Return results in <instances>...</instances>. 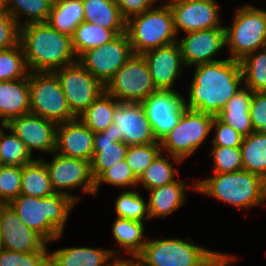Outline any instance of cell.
Instances as JSON below:
<instances>
[{
    "instance_id": "6da1fadb",
    "label": "cell",
    "mask_w": 266,
    "mask_h": 266,
    "mask_svg": "<svg viewBox=\"0 0 266 266\" xmlns=\"http://www.w3.org/2000/svg\"><path fill=\"white\" fill-rule=\"evenodd\" d=\"M186 107L216 115L244 86L241 63L231 58L194 66Z\"/></svg>"
},
{
    "instance_id": "7a4b0ae2",
    "label": "cell",
    "mask_w": 266,
    "mask_h": 266,
    "mask_svg": "<svg viewBox=\"0 0 266 266\" xmlns=\"http://www.w3.org/2000/svg\"><path fill=\"white\" fill-rule=\"evenodd\" d=\"M19 43L29 72H54L77 62L71 36L47 22L21 26Z\"/></svg>"
},
{
    "instance_id": "3957f363",
    "label": "cell",
    "mask_w": 266,
    "mask_h": 266,
    "mask_svg": "<svg viewBox=\"0 0 266 266\" xmlns=\"http://www.w3.org/2000/svg\"><path fill=\"white\" fill-rule=\"evenodd\" d=\"M76 202L60 193L45 198L20 194L8 203L20 220L48 243L61 239Z\"/></svg>"
},
{
    "instance_id": "277c9868",
    "label": "cell",
    "mask_w": 266,
    "mask_h": 266,
    "mask_svg": "<svg viewBox=\"0 0 266 266\" xmlns=\"http://www.w3.org/2000/svg\"><path fill=\"white\" fill-rule=\"evenodd\" d=\"M213 174L209 178L197 180L190 187L239 210L266 205V181L260 176L245 170Z\"/></svg>"
},
{
    "instance_id": "5b68a950",
    "label": "cell",
    "mask_w": 266,
    "mask_h": 266,
    "mask_svg": "<svg viewBox=\"0 0 266 266\" xmlns=\"http://www.w3.org/2000/svg\"><path fill=\"white\" fill-rule=\"evenodd\" d=\"M126 33L134 54L177 42L173 13L169 5L152 7L126 21Z\"/></svg>"
},
{
    "instance_id": "8992f818",
    "label": "cell",
    "mask_w": 266,
    "mask_h": 266,
    "mask_svg": "<svg viewBox=\"0 0 266 266\" xmlns=\"http://www.w3.org/2000/svg\"><path fill=\"white\" fill-rule=\"evenodd\" d=\"M233 22L224 26L229 58L241 61L246 55L266 47V10L251 4L235 10Z\"/></svg>"
},
{
    "instance_id": "52a82bcc",
    "label": "cell",
    "mask_w": 266,
    "mask_h": 266,
    "mask_svg": "<svg viewBox=\"0 0 266 266\" xmlns=\"http://www.w3.org/2000/svg\"><path fill=\"white\" fill-rule=\"evenodd\" d=\"M136 256L142 266H204L216 253L191 243L189 238H147Z\"/></svg>"
},
{
    "instance_id": "ba28073f",
    "label": "cell",
    "mask_w": 266,
    "mask_h": 266,
    "mask_svg": "<svg viewBox=\"0 0 266 266\" xmlns=\"http://www.w3.org/2000/svg\"><path fill=\"white\" fill-rule=\"evenodd\" d=\"M30 113L59 123L76 119L54 72H29Z\"/></svg>"
},
{
    "instance_id": "9c48e42d",
    "label": "cell",
    "mask_w": 266,
    "mask_h": 266,
    "mask_svg": "<svg viewBox=\"0 0 266 266\" xmlns=\"http://www.w3.org/2000/svg\"><path fill=\"white\" fill-rule=\"evenodd\" d=\"M214 117L186 108L178 124L159 141L162 152L185 161L208 139Z\"/></svg>"
},
{
    "instance_id": "30bf717a",
    "label": "cell",
    "mask_w": 266,
    "mask_h": 266,
    "mask_svg": "<svg viewBox=\"0 0 266 266\" xmlns=\"http://www.w3.org/2000/svg\"><path fill=\"white\" fill-rule=\"evenodd\" d=\"M156 90L143 55L134 53L105 85L119 102H142Z\"/></svg>"
},
{
    "instance_id": "8fae6325",
    "label": "cell",
    "mask_w": 266,
    "mask_h": 266,
    "mask_svg": "<svg viewBox=\"0 0 266 266\" xmlns=\"http://www.w3.org/2000/svg\"><path fill=\"white\" fill-rule=\"evenodd\" d=\"M53 158L46 162L40 158L46 165L50 183L55 193L64 194L72 198L76 203L81 197L68 193L71 189L81 188L85 194L95 196V180L91 172V162L68 158L53 152Z\"/></svg>"
},
{
    "instance_id": "7c38bea8",
    "label": "cell",
    "mask_w": 266,
    "mask_h": 266,
    "mask_svg": "<svg viewBox=\"0 0 266 266\" xmlns=\"http://www.w3.org/2000/svg\"><path fill=\"white\" fill-rule=\"evenodd\" d=\"M133 55L126 32L97 48L86 50L77 61L104 86Z\"/></svg>"
},
{
    "instance_id": "4fadbf2b",
    "label": "cell",
    "mask_w": 266,
    "mask_h": 266,
    "mask_svg": "<svg viewBox=\"0 0 266 266\" xmlns=\"http://www.w3.org/2000/svg\"><path fill=\"white\" fill-rule=\"evenodd\" d=\"M58 77L71 112L78 117L104 91L105 86L78 61L54 71Z\"/></svg>"
},
{
    "instance_id": "5bb4252c",
    "label": "cell",
    "mask_w": 266,
    "mask_h": 266,
    "mask_svg": "<svg viewBox=\"0 0 266 266\" xmlns=\"http://www.w3.org/2000/svg\"><path fill=\"white\" fill-rule=\"evenodd\" d=\"M185 99L175 89H157L140 102L157 141H160L178 124L187 108Z\"/></svg>"
},
{
    "instance_id": "9a60e30c",
    "label": "cell",
    "mask_w": 266,
    "mask_h": 266,
    "mask_svg": "<svg viewBox=\"0 0 266 266\" xmlns=\"http://www.w3.org/2000/svg\"><path fill=\"white\" fill-rule=\"evenodd\" d=\"M173 13L174 30L185 33L224 27L216 0H186L169 5Z\"/></svg>"
},
{
    "instance_id": "2e32d148",
    "label": "cell",
    "mask_w": 266,
    "mask_h": 266,
    "mask_svg": "<svg viewBox=\"0 0 266 266\" xmlns=\"http://www.w3.org/2000/svg\"><path fill=\"white\" fill-rule=\"evenodd\" d=\"M113 124H116L117 141L128 146L160 143L140 102H120L114 112Z\"/></svg>"
},
{
    "instance_id": "e0dca14e",
    "label": "cell",
    "mask_w": 266,
    "mask_h": 266,
    "mask_svg": "<svg viewBox=\"0 0 266 266\" xmlns=\"http://www.w3.org/2000/svg\"><path fill=\"white\" fill-rule=\"evenodd\" d=\"M2 248L20 253L49 251L40 234L27 227L8 204H0Z\"/></svg>"
},
{
    "instance_id": "ac0fdd59",
    "label": "cell",
    "mask_w": 266,
    "mask_h": 266,
    "mask_svg": "<svg viewBox=\"0 0 266 266\" xmlns=\"http://www.w3.org/2000/svg\"><path fill=\"white\" fill-rule=\"evenodd\" d=\"M177 41H179L178 44L185 67L189 68L223 60H218L214 56L225 49L224 27L185 33L182 40Z\"/></svg>"
},
{
    "instance_id": "d6986e66",
    "label": "cell",
    "mask_w": 266,
    "mask_h": 266,
    "mask_svg": "<svg viewBox=\"0 0 266 266\" xmlns=\"http://www.w3.org/2000/svg\"><path fill=\"white\" fill-rule=\"evenodd\" d=\"M57 123L28 113L11 119L6 126L32 154L35 150L52 154L56 149Z\"/></svg>"
},
{
    "instance_id": "ffe728a7",
    "label": "cell",
    "mask_w": 266,
    "mask_h": 266,
    "mask_svg": "<svg viewBox=\"0 0 266 266\" xmlns=\"http://www.w3.org/2000/svg\"><path fill=\"white\" fill-rule=\"evenodd\" d=\"M142 55L156 89L174 90V84L185 71L178 41L148 50Z\"/></svg>"
},
{
    "instance_id": "44dd1931",
    "label": "cell",
    "mask_w": 266,
    "mask_h": 266,
    "mask_svg": "<svg viewBox=\"0 0 266 266\" xmlns=\"http://www.w3.org/2000/svg\"><path fill=\"white\" fill-rule=\"evenodd\" d=\"M59 155L91 162L94 156V133L77 117L59 123L56 128V149Z\"/></svg>"
},
{
    "instance_id": "7402d4cb",
    "label": "cell",
    "mask_w": 266,
    "mask_h": 266,
    "mask_svg": "<svg viewBox=\"0 0 266 266\" xmlns=\"http://www.w3.org/2000/svg\"><path fill=\"white\" fill-rule=\"evenodd\" d=\"M128 145L117 141L116 124L104 131L94 133V156L91 172L96 180L105 170L125 159Z\"/></svg>"
},
{
    "instance_id": "603a6c76",
    "label": "cell",
    "mask_w": 266,
    "mask_h": 266,
    "mask_svg": "<svg viewBox=\"0 0 266 266\" xmlns=\"http://www.w3.org/2000/svg\"><path fill=\"white\" fill-rule=\"evenodd\" d=\"M118 249L62 247L49 252V266H110Z\"/></svg>"
},
{
    "instance_id": "cb8c5ba5",
    "label": "cell",
    "mask_w": 266,
    "mask_h": 266,
    "mask_svg": "<svg viewBox=\"0 0 266 266\" xmlns=\"http://www.w3.org/2000/svg\"><path fill=\"white\" fill-rule=\"evenodd\" d=\"M30 113L29 74L17 80L0 81V120L6 125L11 119Z\"/></svg>"
},
{
    "instance_id": "d4e9b609",
    "label": "cell",
    "mask_w": 266,
    "mask_h": 266,
    "mask_svg": "<svg viewBox=\"0 0 266 266\" xmlns=\"http://www.w3.org/2000/svg\"><path fill=\"white\" fill-rule=\"evenodd\" d=\"M184 180H176L164 186L148 190V213L150 219L165 218L186 202V185Z\"/></svg>"
},
{
    "instance_id": "484cf974",
    "label": "cell",
    "mask_w": 266,
    "mask_h": 266,
    "mask_svg": "<svg viewBox=\"0 0 266 266\" xmlns=\"http://www.w3.org/2000/svg\"><path fill=\"white\" fill-rule=\"evenodd\" d=\"M251 101L252 91L243 87L228 100L225 107L215 117L246 137L254 131L249 111Z\"/></svg>"
},
{
    "instance_id": "4316f807",
    "label": "cell",
    "mask_w": 266,
    "mask_h": 266,
    "mask_svg": "<svg viewBox=\"0 0 266 266\" xmlns=\"http://www.w3.org/2000/svg\"><path fill=\"white\" fill-rule=\"evenodd\" d=\"M82 2L84 22L111 29L117 35L126 32V20L121 16L115 0H82Z\"/></svg>"
},
{
    "instance_id": "83f0119b",
    "label": "cell",
    "mask_w": 266,
    "mask_h": 266,
    "mask_svg": "<svg viewBox=\"0 0 266 266\" xmlns=\"http://www.w3.org/2000/svg\"><path fill=\"white\" fill-rule=\"evenodd\" d=\"M84 22L82 0H56L52 3L47 23L58 32L72 36Z\"/></svg>"
},
{
    "instance_id": "f1b7e54d",
    "label": "cell",
    "mask_w": 266,
    "mask_h": 266,
    "mask_svg": "<svg viewBox=\"0 0 266 266\" xmlns=\"http://www.w3.org/2000/svg\"><path fill=\"white\" fill-rule=\"evenodd\" d=\"M144 231V222L125 218L116 217L112 225L113 239L129 257H136L142 251L147 241Z\"/></svg>"
},
{
    "instance_id": "f546056e",
    "label": "cell",
    "mask_w": 266,
    "mask_h": 266,
    "mask_svg": "<svg viewBox=\"0 0 266 266\" xmlns=\"http://www.w3.org/2000/svg\"><path fill=\"white\" fill-rule=\"evenodd\" d=\"M164 155L165 153L161 152L140 175L137 179V188L142 185L146 190H150L177 180L176 177L179 171L174 168V163L181 164L183 161L170 155L166 159ZM169 157H171L170 161L174 160L173 163L169 161Z\"/></svg>"
},
{
    "instance_id": "4dcf8cb0",
    "label": "cell",
    "mask_w": 266,
    "mask_h": 266,
    "mask_svg": "<svg viewBox=\"0 0 266 266\" xmlns=\"http://www.w3.org/2000/svg\"><path fill=\"white\" fill-rule=\"evenodd\" d=\"M120 102L105 91L78 118L93 132L106 130L113 123Z\"/></svg>"
},
{
    "instance_id": "1f68e13d",
    "label": "cell",
    "mask_w": 266,
    "mask_h": 266,
    "mask_svg": "<svg viewBox=\"0 0 266 266\" xmlns=\"http://www.w3.org/2000/svg\"><path fill=\"white\" fill-rule=\"evenodd\" d=\"M240 150L243 170L256 174L266 181V134L253 131L243 137Z\"/></svg>"
},
{
    "instance_id": "d6a6232c",
    "label": "cell",
    "mask_w": 266,
    "mask_h": 266,
    "mask_svg": "<svg viewBox=\"0 0 266 266\" xmlns=\"http://www.w3.org/2000/svg\"><path fill=\"white\" fill-rule=\"evenodd\" d=\"M54 193L47 167L40 158L22 166L20 194L45 198Z\"/></svg>"
},
{
    "instance_id": "836d02e7",
    "label": "cell",
    "mask_w": 266,
    "mask_h": 266,
    "mask_svg": "<svg viewBox=\"0 0 266 266\" xmlns=\"http://www.w3.org/2000/svg\"><path fill=\"white\" fill-rule=\"evenodd\" d=\"M5 11L17 22L18 26L47 22L52 6L51 0H3ZM20 15L24 16L22 21Z\"/></svg>"
},
{
    "instance_id": "e575fe53",
    "label": "cell",
    "mask_w": 266,
    "mask_h": 266,
    "mask_svg": "<svg viewBox=\"0 0 266 266\" xmlns=\"http://www.w3.org/2000/svg\"><path fill=\"white\" fill-rule=\"evenodd\" d=\"M117 34L95 23L82 22L71 36L72 48L78 58L86 50L97 48L111 41Z\"/></svg>"
},
{
    "instance_id": "d590c367",
    "label": "cell",
    "mask_w": 266,
    "mask_h": 266,
    "mask_svg": "<svg viewBox=\"0 0 266 266\" xmlns=\"http://www.w3.org/2000/svg\"><path fill=\"white\" fill-rule=\"evenodd\" d=\"M3 128L10 133L7 134ZM31 155L24 143L6 125L0 126V165L22 167L34 161Z\"/></svg>"
},
{
    "instance_id": "8d00e7d4",
    "label": "cell",
    "mask_w": 266,
    "mask_h": 266,
    "mask_svg": "<svg viewBox=\"0 0 266 266\" xmlns=\"http://www.w3.org/2000/svg\"><path fill=\"white\" fill-rule=\"evenodd\" d=\"M240 63L243 86L252 92H266V47L246 55Z\"/></svg>"
},
{
    "instance_id": "74e56055",
    "label": "cell",
    "mask_w": 266,
    "mask_h": 266,
    "mask_svg": "<svg viewBox=\"0 0 266 266\" xmlns=\"http://www.w3.org/2000/svg\"><path fill=\"white\" fill-rule=\"evenodd\" d=\"M115 213L119 218L144 222L150 220L148 204L144 198L133 190H125L116 198Z\"/></svg>"
},
{
    "instance_id": "f35d334b",
    "label": "cell",
    "mask_w": 266,
    "mask_h": 266,
    "mask_svg": "<svg viewBox=\"0 0 266 266\" xmlns=\"http://www.w3.org/2000/svg\"><path fill=\"white\" fill-rule=\"evenodd\" d=\"M26 65L21 44L0 50V81L17 80L27 77Z\"/></svg>"
},
{
    "instance_id": "ab89813d",
    "label": "cell",
    "mask_w": 266,
    "mask_h": 266,
    "mask_svg": "<svg viewBox=\"0 0 266 266\" xmlns=\"http://www.w3.org/2000/svg\"><path fill=\"white\" fill-rule=\"evenodd\" d=\"M162 152L160 143L128 146L125 160L138 179L152 161Z\"/></svg>"
},
{
    "instance_id": "60d3db41",
    "label": "cell",
    "mask_w": 266,
    "mask_h": 266,
    "mask_svg": "<svg viewBox=\"0 0 266 266\" xmlns=\"http://www.w3.org/2000/svg\"><path fill=\"white\" fill-rule=\"evenodd\" d=\"M102 183H107L115 187L122 188H137V178L131 171L130 166L123 159L105 170L96 180H95V195L99 193V188Z\"/></svg>"
},
{
    "instance_id": "b9f144b4",
    "label": "cell",
    "mask_w": 266,
    "mask_h": 266,
    "mask_svg": "<svg viewBox=\"0 0 266 266\" xmlns=\"http://www.w3.org/2000/svg\"><path fill=\"white\" fill-rule=\"evenodd\" d=\"M210 153L214 173H233L243 170L240 147L212 146Z\"/></svg>"
},
{
    "instance_id": "7bdbcfd3",
    "label": "cell",
    "mask_w": 266,
    "mask_h": 266,
    "mask_svg": "<svg viewBox=\"0 0 266 266\" xmlns=\"http://www.w3.org/2000/svg\"><path fill=\"white\" fill-rule=\"evenodd\" d=\"M21 166L0 165V204H8L21 193Z\"/></svg>"
},
{
    "instance_id": "ee69618b",
    "label": "cell",
    "mask_w": 266,
    "mask_h": 266,
    "mask_svg": "<svg viewBox=\"0 0 266 266\" xmlns=\"http://www.w3.org/2000/svg\"><path fill=\"white\" fill-rule=\"evenodd\" d=\"M0 266H49V251L20 253L1 248Z\"/></svg>"
},
{
    "instance_id": "f6af8a7d",
    "label": "cell",
    "mask_w": 266,
    "mask_h": 266,
    "mask_svg": "<svg viewBox=\"0 0 266 266\" xmlns=\"http://www.w3.org/2000/svg\"><path fill=\"white\" fill-rule=\"evenodd\" d=\"M20 27L5 10H0V50L19 44Z\"/></svg>"
},
{
    "instance_id": "bcb514c9",
    "label": "cell",
    "mask_w": 266,
    "mask_h": 266,
    "mask_svg": "<svg viewBox=\"0 0 266 266\" xmlns=\"http://www.w3.org/2000/svg\"><path fill=\"white\" fill-rule=\"evenodd\" d=\"M215 131V136L212 139L213 146L222 147H240L243 141V136L240 135L231 126L220 122L214 117L211 130Z\"/></svg>"
},
{
    "instance_id": "7dc6e473",
    "label": "cell",
    "mask_w": 266,
    "mask_h": 266,
    "mask_svg": "<svg viewBox=\"0 0 266 266\" xmlns=\"http://www.w3.org/2000/svg\"><path fill=\"white\" fill-rule=\"evenodd\" d=\"M249 111L253 130L266 134V92H252Z\"/></svg>"
},
{
    "instance_id": "c3c4849f",
    "label": "cell",
    "mask_w": 266,
    "mask_h": 266,
    "mask_svg": "<svg viewBox=\"0 0 266 266\" xmlns=\"http://www.w3.org/2000/svg\"><path fill=\"white\" fill-rule=\"evenodd\" d=\"M121 16L127 21L130 17L141 14L155 6L154 0H115Z\"/></svg>"
},
{
    "instance_id": "681fc988",
    "label": "cell",
    "mask_w": 266,
    "mask_h": 266,
    "mask_svg": "<svg viewBox=\"0 0 266 266\" xmlns=\"http://www.w3.org/2000/svg\"><path fill=\"white\" fill-rule=\"evenodd\" d=\"M235 260L231 254L217 252L204 266H231Z\"/></svg>"
},
{
    "instance_id": "f907efd6",
    "label": "cell",
    "mask_w": 266,
    "mask_h": 266,
    "mask_svg": "<svg viewBox=\"0 0 266 266\" xmlns=\"http://www.w3.org/2000/svg\"><path fill=\"white\" fill-rule=\"evenodd\" d=\"M110 266H142L140 261L136 257L123 258L120 256H116L112 262L110 263Z\"/></svg>"
},
{
    "instance_id": "816d5d0a",
    "label": "cell",
    "mask_w": 266,
    "mask_h": 266,
    "mask_svg": "<svg viewBox=\"0 0 266 266\" xmlns=\"http://www.w3.org/2000/svg\"><path fill=\"white\" fill-rule=\"evenodd\" d=\"M182 1H186V0H164V4L166 5H170V4H175V3H178V2H182Z\"/></svg>"
},
{
    "instance_id": "f5cc1de1",
    "label": "cell",
    "mask_w": 266,
    "mask_h": 266,
    "mask_svg": "<svg viewBox=\"0 0 266 266\" xmlns=\"http://www.w3.org/2000/svg\"><path fill=\"white\" fill-rule=\"evenodd\" d=\"M0 10H5L4 1L0 0Z\"/></svg>"
},
{
    "instance_id": "db71d44e",
    "label": "cell",
    "mask_w": 266,
    "mask_h": 266,
    "mask_svg": "<svg viewBox=\"0 0 266 266\" xmlns=\"http://www.w3.org/2000/svg\"><path fill=\"white\" fill-rule=\"evenodd\" d=\"M2 248V238H1V230H0V249Z\"/></svg>"
}]
</instances>
